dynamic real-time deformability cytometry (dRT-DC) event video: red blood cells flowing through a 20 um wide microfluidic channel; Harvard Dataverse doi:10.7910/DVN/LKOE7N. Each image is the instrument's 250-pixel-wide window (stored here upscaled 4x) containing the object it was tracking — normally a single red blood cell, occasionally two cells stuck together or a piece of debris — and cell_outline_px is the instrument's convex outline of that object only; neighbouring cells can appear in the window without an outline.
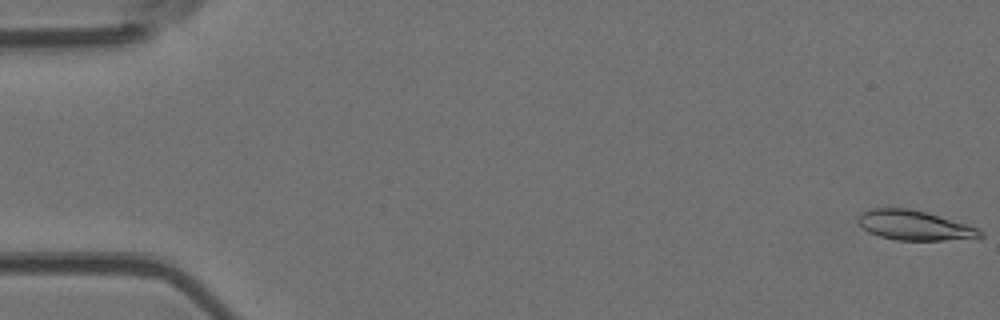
{"species": "Egyptian fruit bat (a non-hibernating species)", "species_latin": "Rousettus aegyptiacus", "temperature_condition": "room temperature", "stored_images_in_passage": 56, "camera_frame_rate_fps": 3000, "um_per_image_px": 0.085, "animal": {"sex": "female"}, "frame": {"image": 1, "passage_image": 1, "time_ms": 0.0, "image_size_px": [1000, 320], "cell_outline_px": [[984, 236], [944, 240], [896, 240], [880, 236], [868, 232], [860, 228], [856, 220], [860, 212], [872, 208], [912, 208], [928, 212], [968, 224], [980, 228], [984, 232]], "centroid_in_image_um": [77.69, 19.14], "position_along_channel_um": 7.3, "area_um2": 21.5}}
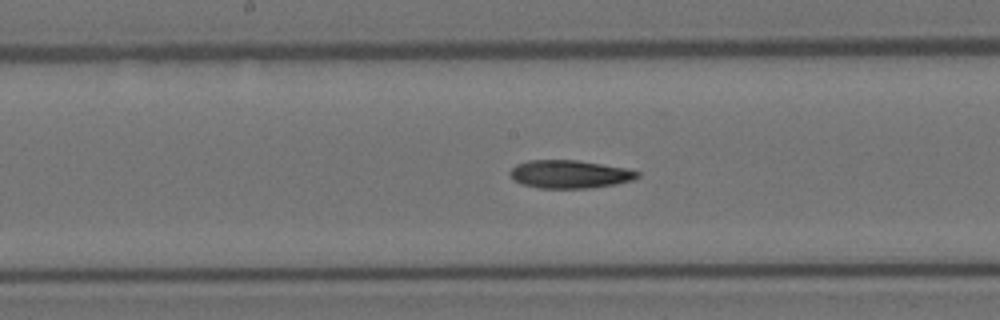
{"frame": {"image": 2, "passage_image": 29, "time_ms": 9.333, "image_size_px": [1000, 320], "cell_outline_px": [[640, 176], [632, 180], [616, 184], [592, 188], [540, 188], [520, 184], [508, 172], [516, 164], [528, 160], [576, 160], [624, 168], [640, 172]], "centroid_in_image_um": [48.41, 14.81], "position_along_channel_um": 199.8, "area_um2": 20.75}}
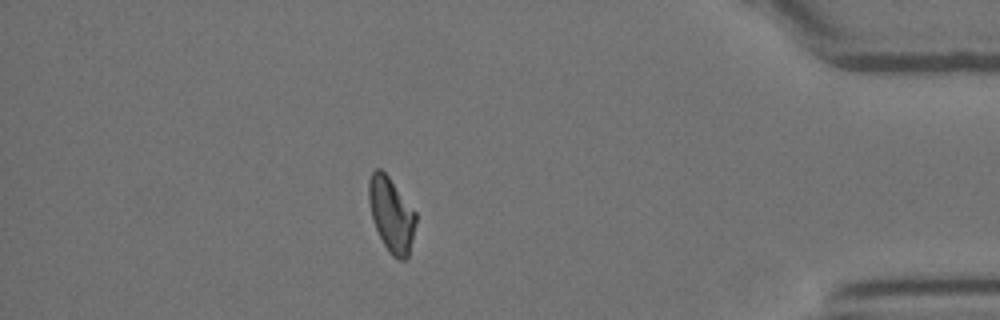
{"frame": {"image": 3, "passage_image": 49, "time_ms": 16.0, "image_size_px": [1000, 320], "cell_outline_px": [[416, 224], [408, 256], [404, 260], [396, 260], [388, 252], [372, 220], [368, 200], [368, 180], [372, 172], [376, 168], [380, 168], [388, 176], [416, 212]], "centroid_in_image_um": [33.25, 18.25], "position_along_channel_um": 401.9, "area_um2": 20.46}, "authors_computed_cell_mechanics": {"area_um2": 20.9814, "velocity_mm_per_s": 3.6489, "shape_relaxation_time_tau1_ms": 7.6786, "shape_relaxation_time_tau2_ms": null, "deformation_change_tau1": 0.1959, "deformation_change_tau2": null}}